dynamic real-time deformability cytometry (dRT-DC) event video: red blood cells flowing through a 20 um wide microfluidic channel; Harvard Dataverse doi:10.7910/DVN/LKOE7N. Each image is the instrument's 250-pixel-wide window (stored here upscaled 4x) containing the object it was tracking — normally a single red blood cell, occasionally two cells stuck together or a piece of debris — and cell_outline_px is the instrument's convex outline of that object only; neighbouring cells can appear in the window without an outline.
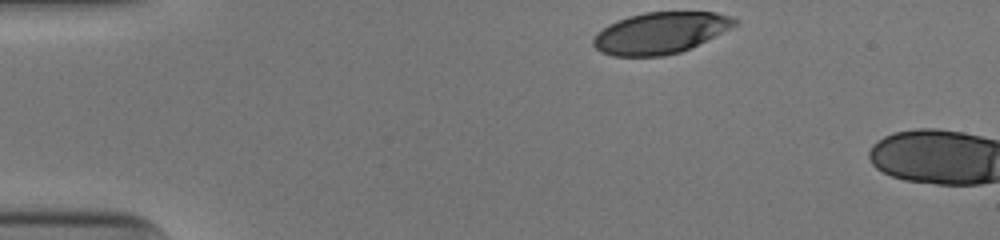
{"species": "human", "species_latin": "Homo sapiens", "temperature_condition": "cold", "stored_images_in_passage": 3, "camera_frame_rate_fps": 3000, "um_per_image_px": 0.085, "donor": {"sex": "male"}, "frame": {"image": 1, "passage_image": 1, "time_ms": 0.0, "image_size_px": [1000, 240], "cell_outline_px": [[736, 24], [680, 52], [664, 56], [612, 56], [600, 52], [592, 44], [592, 40], [596, 32], [608, 24], [616, 20], [628, 16], [644, 12], [716, 12], [728, 16], [736, 20]], "centroid_in_image_um": [56.0, 2.8], "position_along_channel_um": 29.0, "area_um2": 33.7}}